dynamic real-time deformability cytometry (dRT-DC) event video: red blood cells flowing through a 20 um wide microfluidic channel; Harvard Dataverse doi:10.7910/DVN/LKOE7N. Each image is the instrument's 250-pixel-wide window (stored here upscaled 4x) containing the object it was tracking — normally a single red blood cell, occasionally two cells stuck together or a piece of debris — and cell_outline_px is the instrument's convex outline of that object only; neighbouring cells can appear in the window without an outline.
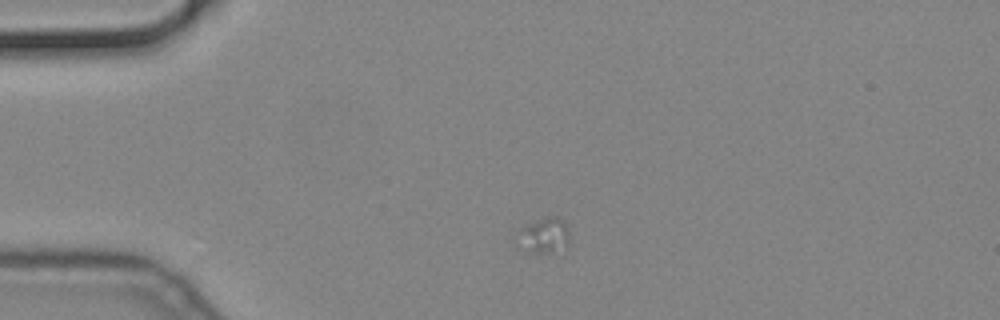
{"species": "common noctule bat (a hibernating species)", "species_latin": "Nyctalus noctula", "temperature_condition": "cold", "stored_images_in_passage": 16, "camera_frame_rate_fps": 3000, "um_per_image_px": 0.085, "animal": {"sex": "male", "body_mass_g": 19.2, "forearm_length_mm": 51.8}, "frame": {"image": 1, "passage_image": 5, "time_ms": 1.333, "image_size_px": [1000, 320], "cell_outline_px": [[568, 240], [552, 252], [524, 252], [520, 228], [544, 216], [560, 216], [564, 220], [568, 228]], "centroid_in_image_um": [46.28, 19.94], "position_along_channel_um": 38.7, "area_um2": 10.12}}